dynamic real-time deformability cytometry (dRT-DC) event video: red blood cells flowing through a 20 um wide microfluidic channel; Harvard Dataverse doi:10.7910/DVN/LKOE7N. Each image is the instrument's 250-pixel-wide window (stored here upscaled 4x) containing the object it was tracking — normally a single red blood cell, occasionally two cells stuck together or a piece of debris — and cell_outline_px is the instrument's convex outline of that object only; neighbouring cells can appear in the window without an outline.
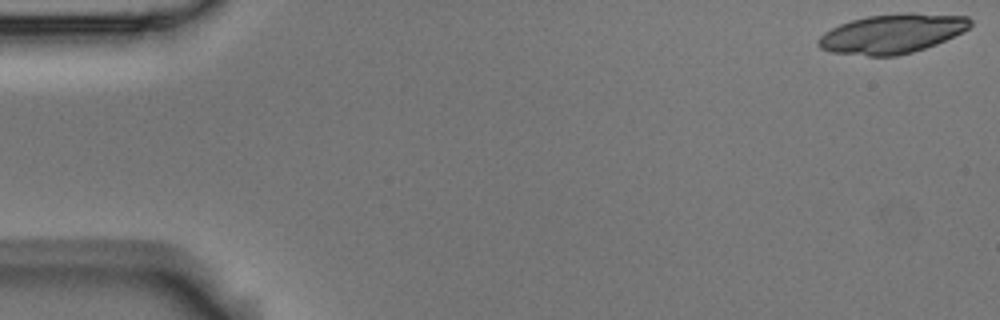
{"species": "Egyptian fruit bat (a non-hibernating species)", "species_latin": "Rousettus aegyptiacus", "temperature_condition": "room temperature", "stored_images_in_passage": 4, "camera_frame_rate_fps": 3000, "um_per_image_px": 0.085, "animal": {"sex": "male"}, "frame": {"image": 1, "passage_image": 1, "time_ms": 0.0, "image_size_px": [1000, 320], "cell_outline_px": [[972, 24], [968, 28], [936, 44], [912, 52], [896, 56], [868, 56], [832, 52], [820, 48], [816, 44], [816, 40], [824, 32], [840, 24], [852, 20], [868, 16], [900, 12], [912, 12], [968, 16], [972, 20]], "centroid_in_image_um": [75.81, 2.85], "position_along_channel_um": 9.2, "area_um2": 34.91}}